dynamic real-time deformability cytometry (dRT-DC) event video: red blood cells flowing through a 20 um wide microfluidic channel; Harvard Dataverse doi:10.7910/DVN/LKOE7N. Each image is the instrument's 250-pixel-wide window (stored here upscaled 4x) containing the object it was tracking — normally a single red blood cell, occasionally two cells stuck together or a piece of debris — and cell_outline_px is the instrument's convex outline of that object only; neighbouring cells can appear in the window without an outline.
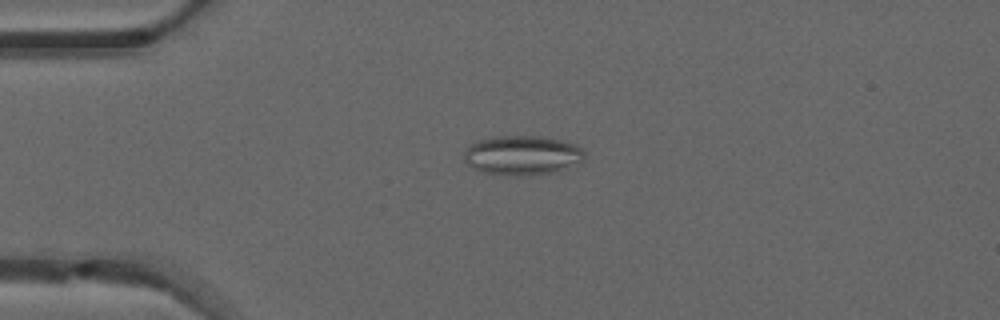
{"species": "common noctule bat (a hibernating species)", "species_latin": "Nyctalus noctula", "temperature_condition": "warm", "stored_images_in_passage": 49, "camera_frame_rate_fps": 3000, "um_per_image_px": 0.085, "animal": {"sex": "male", "forearm_length_mm": 52.5}, "frame": {"image": 1, "passage_image": 12, "time_ms": 3.667, "image_size_px": [1000, 320], "cell_outline_px": [[584, 160], [580, 164], [556, 172], [532, 176], [512, 176], [480, 172], [472, 168], [464, 160], [464, 152], [468, 144], [476, 140], [488, 136], [544, 136], [576, 144], [584, 152]], "centroid_in_image_um": [44.37, 13.21], "position_along_channel_um": 40.6, "area_um2": 28.55}}
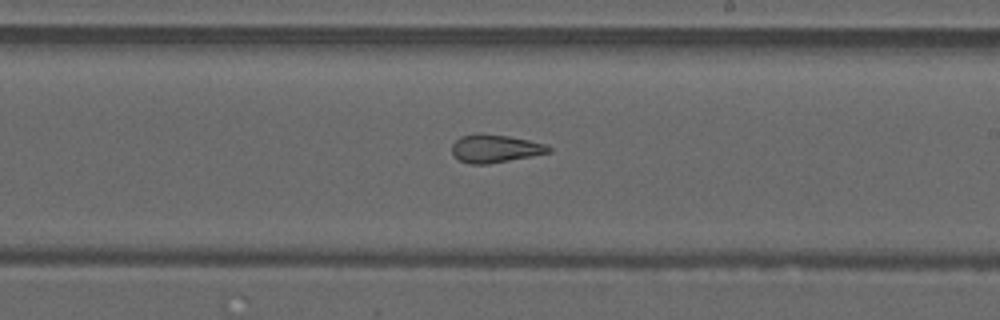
{"frame": {"image": 2, "passage_image": 29, "time_ms": 9.333, "image_size_px": [1000, 320], "cell_outline_px": [[552, 152], [532, 156], [488, 164], [468, 164], [460, 160], [452, 152], [452, 144], [460, 136], [476, 132], [480, 132], [508, 136], [528, 140], [544, 144], [552, 148]], "centroid_in_image_um": [42.07, 12.61], "position_along_channel_um": 246.9, "area_um2": 15.9}}
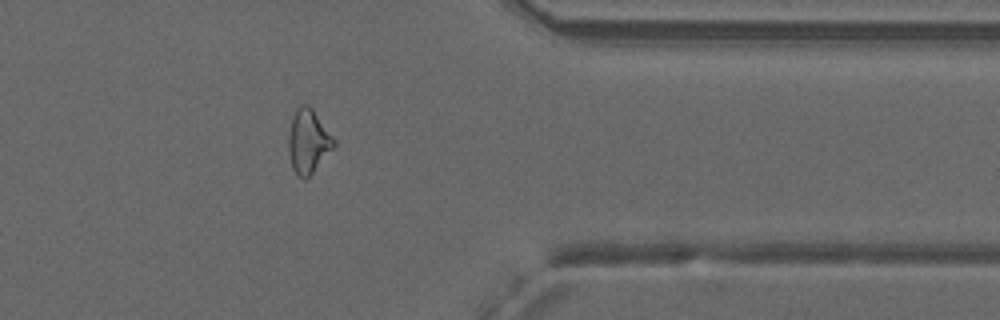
{"frame": {"image": 3, "passage_image": 40, "time_ms": 13.0, "image_size_px": [1000, 320], "cell_outline_px": [[336, 144], [312, 172], [304, 180], [296, 176], [292, 168], [288, 152], [288, 136], [292, 120], [296, 108], [300, 104], [308, 104], [312, 108], [336, 140]], "centroid_in_image_um": [26.18, 12.01], "position_along_channel_um": 385.2, "area_um2": 16.82}, "authors_computed_cell_mechanics": {"area_um2": 19.0162, "velocity_mm_per_s": 4.1535, "shape_relaxation_time_tau1_ms": null, "shape_relaxation_time_tau2_ms": 2.2331, "deformation_change_tau1": null, "deformation_change_tau2": 0.1029}}